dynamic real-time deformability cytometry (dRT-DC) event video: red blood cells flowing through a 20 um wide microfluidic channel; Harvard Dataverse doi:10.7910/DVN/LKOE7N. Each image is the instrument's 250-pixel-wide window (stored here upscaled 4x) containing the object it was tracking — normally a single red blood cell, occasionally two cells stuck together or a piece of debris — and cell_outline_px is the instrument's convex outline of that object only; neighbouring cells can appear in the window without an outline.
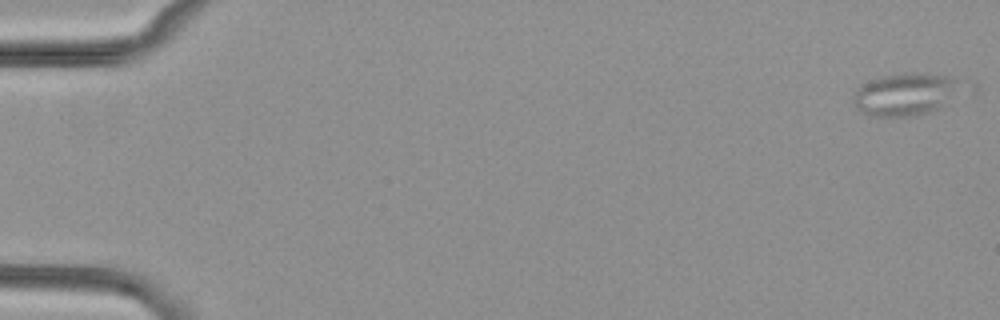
{"species": "common noctule bat (a hibernating species)", "species_latin": "Nyctalus noctula", "temperature_condition": "cold", "stored_images_in_passage": 9, "camera_frame_rate_fps": 3000, "um_per_image_px": 0.085, "animal": {"sex": "female", "body_mass_g": 29.2, "forearm_length_mm": 56.3}, "frame": {"image": 1, "passage_image": 1, "time_ms": 0.0, "image_size_px": [1000, 320], "cell_outline_px": [[964, 76], [948, 104], [928, 112], [908, 116], [876, 116], [864, 112], [856, 108], [852, 96], [860, 84], [868, 80], [884, 76], [904, 72], [928, 72]], "centroid_in_image_um": [77.0, 7.95], "position_along_channel_um": 8.0, "area_um2": 27.11}}
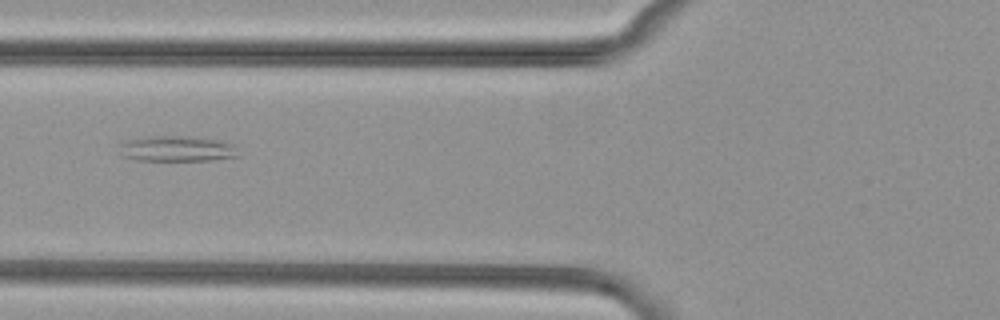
{"frame": {"image": 2, "passage_image": 6, "time_ms": 7.0, "image_size_px": [1000, 320], "cell_outline_px": [[240, 156], [216, 160], [136, 160], [120, 156], [116, 144], [120, 140], [148, 136], [192, 136], [224, 140], [232, 144]], "centroid_in_image_um": [14.94, 12.62], "position_along_channel_um": 110.9, "area_um2": 18.44}}
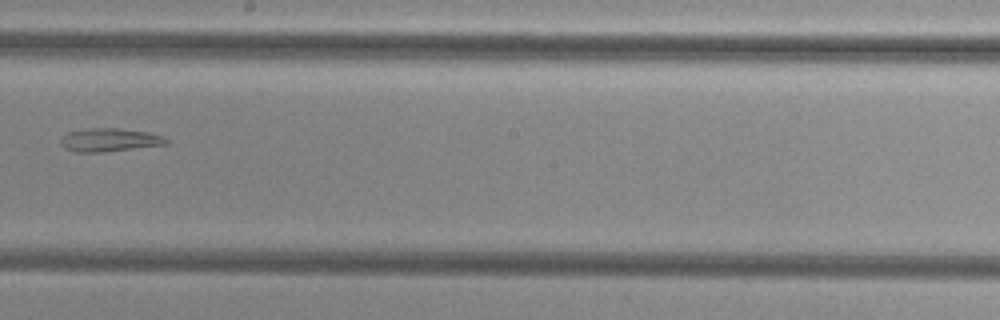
{"frame": {"image": 3, "passage_image": 9, "time_ms": 10.333, "image_size_px": [1000, 320], "cell_outline_px": [[168, 144], [104, 152], [76, 152], [64, 148], [60, 144], [60, 136], [68, 132], [88, 128], [120, 128], [148, 132], [164, 136], [168, 140]], "centroid_in_image_um": [9.28, 11.89], "position_along_channel_um": 238.9, "area_um2": 14.51}}